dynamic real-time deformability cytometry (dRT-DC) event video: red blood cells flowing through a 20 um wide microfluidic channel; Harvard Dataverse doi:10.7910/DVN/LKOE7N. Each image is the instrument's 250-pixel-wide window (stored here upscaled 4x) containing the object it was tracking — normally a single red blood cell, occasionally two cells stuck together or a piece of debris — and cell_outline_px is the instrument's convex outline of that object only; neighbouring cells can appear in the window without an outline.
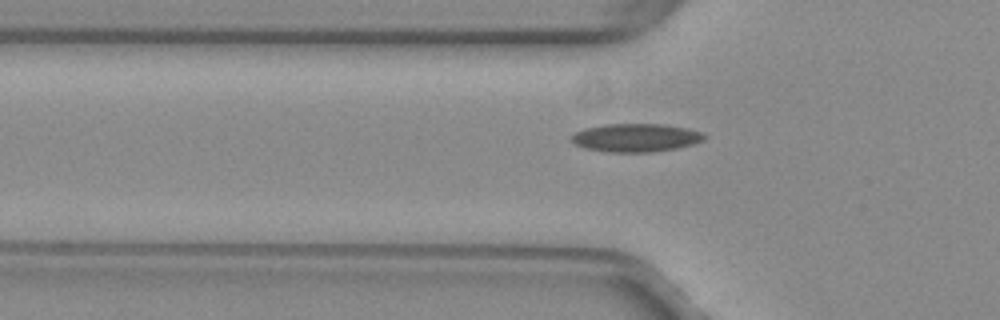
{"species": "common noctule bat (a hibernating species)", "species_latin": "Nyctalus noctula", "temperature_condition": "warm", "stored_images_in_passage": 41, "segment_of_instrument_passage": [1, 2], "camera_frame_rate_fps": 3000, "um_per_image_px": 0.085, "animal": {"sex": "female", "body_mass_g": 29.2, "forearm_length_mm": 56.3}, "frame": {"image": 1, "passage_image": 6, "time_ms": 1.667, "image_size_px": [1000, 320], "cell_outline_px": [[708, 136], [704, 140], [696, 144], [676, 148], [652, 152], [608, 152], [584, 148], [568, 140], [576, 132], [584, 128], [604, 124], [664, 124], [684, 128], [700, 132]], "centroid_in_image_um": [54.04, 11.71], "position_along_channel_um": 71.8, "area_um2": 21.96}}
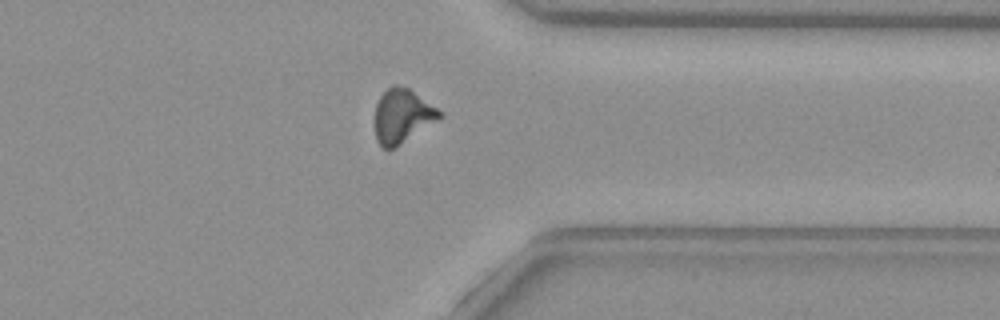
{"frame": {"image": 2, "passage_image": 29, "time_ms": 9.333, "image_size_px": [1000, 320], "cell_outline_px": [[444, 116], [400, 144], [392, 148], [384, 148], [376, 140], [376, 104], [380, 96], [392, 84], [396, 84], [408, 88], [444, 112]], "centroid_in_image_um": [34.22, 9.83], "position_along_channel_um": 377.2, "area_um2": 20.06}}
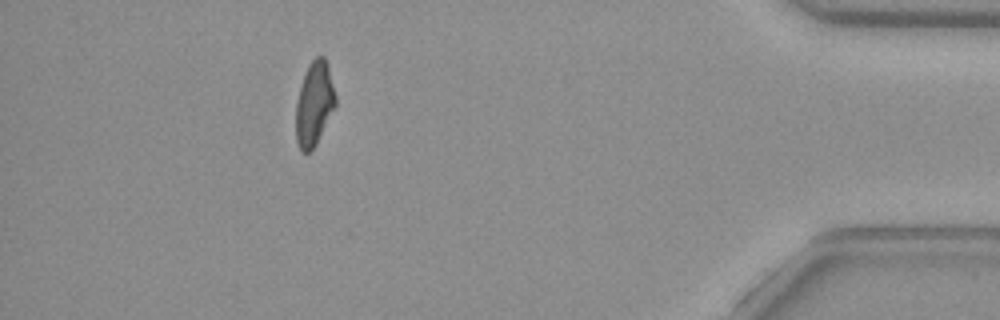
{"frame": {"image": 3, "passage_image": 35, "time_ms": 11.333, "image_size_px": [1000, 320], "cell_outline_px": [[336, 108], [316, 144], [308, 152], [300, 152], [296, 140], [296, 104], [300, 88], [308, 64], [316, 56], [324, 56], [328, 64], [336, 96]], "centroid_in_image_um": [26.73, 8.82], "position_along_channel_um": 408.5, "area_um2": 19.54}}